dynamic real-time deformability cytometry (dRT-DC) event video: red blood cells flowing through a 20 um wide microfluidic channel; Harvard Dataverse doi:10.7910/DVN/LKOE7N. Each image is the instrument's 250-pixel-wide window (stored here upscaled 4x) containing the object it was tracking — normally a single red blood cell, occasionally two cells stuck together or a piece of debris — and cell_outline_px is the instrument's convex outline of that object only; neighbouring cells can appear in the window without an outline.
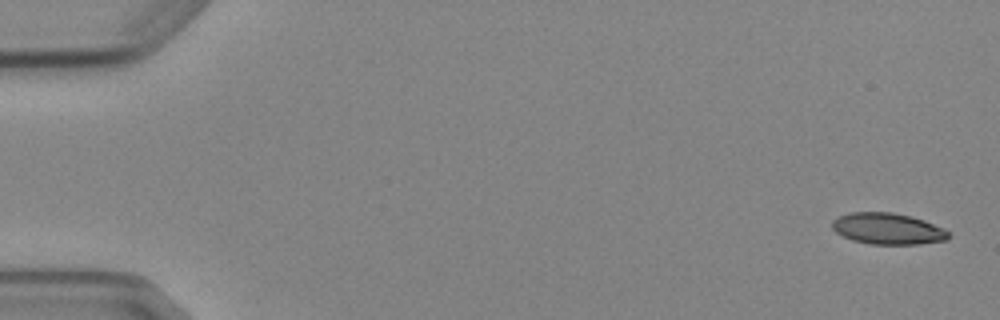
{"species": "Egyptian fruit bat (a non-hibernating species)", "species_latin": "Rousettus aegyptiacus", "temperature_condition": "cold", "stored_images_in_passage": 5, "camera_frame_rate_fps": 3000, "um_per_image_px": 0.085, "animal": {"sex": "female"}, "frame": {"image": 1, "passage_image": 1, "time_ms": 0.0, "image_size_px": [1000, 320], "cell_outline_px": [[948, 240], [920, 244], [872, 244], [852, 240], [836, 232], [832, 228], [832, 220], [848, 212], [892, 212], [912, 216], [924, 220], [944, 228], [948, 232]], "centroid_in_image_um": [75.46, 19.43], "position_along_channel_um": 9.5, "area_um2": 21.27}}
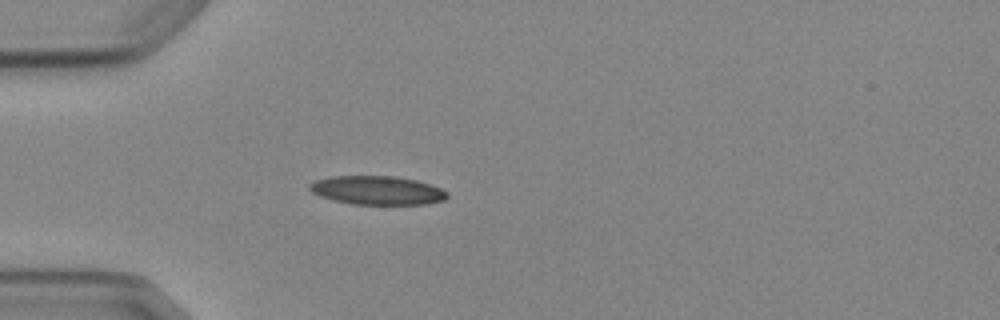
{"frame": {"image": 2, "passage_image": 5, "time_ms": 4.667, "image_size_px": [1000, 320], "cell_outline_px": [[448, 196], [444, 200], [424, 204], [352, 204], [320, 196], [312, 192], [308, 188], [308, 184], [316, 180], [328, 176], [396, 176], [416, 180], [432, 184], [448, 192]], "centroid_in_image_um": [32.07, 16.16], "position_along_channel_um": 52.9, "area_um2": 23.06}}